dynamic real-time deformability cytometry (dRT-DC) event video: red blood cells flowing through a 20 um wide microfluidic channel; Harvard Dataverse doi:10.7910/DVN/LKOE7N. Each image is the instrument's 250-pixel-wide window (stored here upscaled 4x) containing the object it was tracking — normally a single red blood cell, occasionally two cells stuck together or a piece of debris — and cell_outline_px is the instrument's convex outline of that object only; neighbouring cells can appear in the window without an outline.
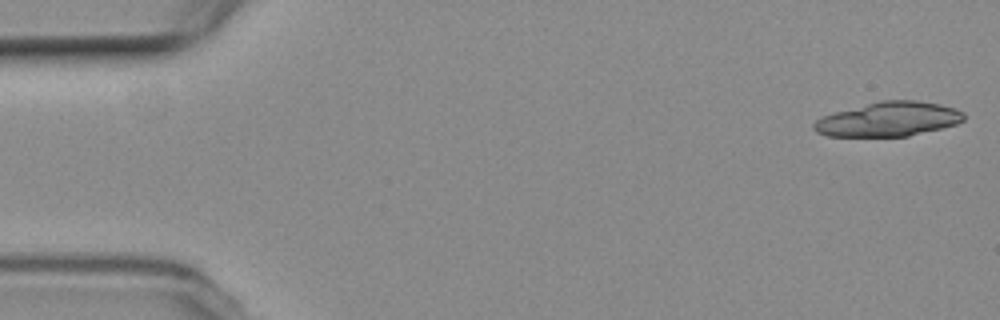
{"species": "common noctule bat (a hibernating species)", "species_latin": "Nyctalus noctula", "temperature_condition": "room temperature", "stored_images_in_passage": 7, "segment_of_instrument_passage": [1, 2], "camera_frame_rate_fps": 3000, "um_per_image_px": 0.085, "animal": {"sex": "female", "body_mass_g": 19.3, "forearm_length_mm": 54.1}, "frame": {"image": 1, "passage_image": 1, "time_ms": 0.0, "image_size_px": [1000, 320], "cell_outline_px": [[964, 120], [956, 124], [908, 136], [828, 136], [816, 132], [812, 128], [812, 124], [816, 120], [824, 116], [836, 112], [880, 100], [916, 100], [940, 104], [956, 108], [964, 112]], "centroid_in_image_um": [75.53, 10.13], "position_along_channel_um": 9.5, "area_um2": 29.88}}